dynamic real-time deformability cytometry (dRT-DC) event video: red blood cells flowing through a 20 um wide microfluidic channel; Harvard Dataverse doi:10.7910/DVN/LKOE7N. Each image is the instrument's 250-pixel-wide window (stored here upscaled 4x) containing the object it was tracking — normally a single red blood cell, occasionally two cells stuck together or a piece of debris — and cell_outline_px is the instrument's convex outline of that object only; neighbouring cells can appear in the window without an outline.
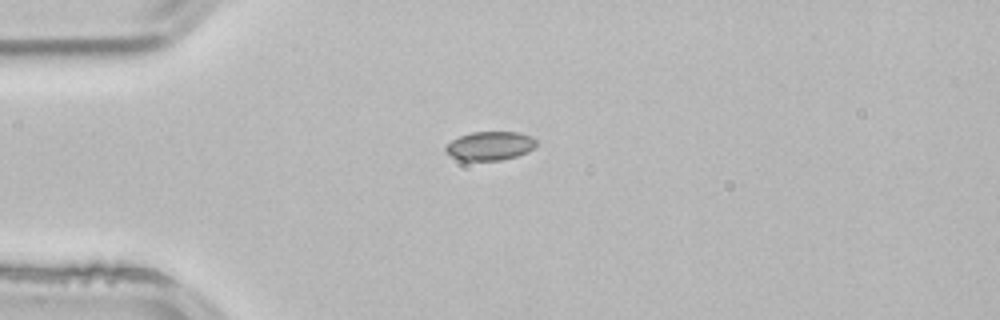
{"species": "common noctule bat (a hibernating species)", "species_latin": "Nyctalus noctula", "temperature_condition": "room temperature", "stored_images_in_passage": 1, "camera_frame_rate_fps": 3000, "um_per_image_px": 0.085, "animal": {"sex": "male", "body_mass_g": 21.5, "forearm_length_mm": 52.0}, "frame": {"image": 1, "passage_image": 1, "time_ms": 0.0, "image_size_px": [1000, 320], "cell_outline_px": [[536, 144], [528, 152], [516, 156], [500, 160], [460, 160], [444, 152], [444, 148], [452, 140], [460, 136], [472, 132], [520, 132], [532, 136], [536, 140]], "centroid_in_image_um": [41.65, 12.39], "position_along_channel_um": 43.4, "area_um2": 15.14}}